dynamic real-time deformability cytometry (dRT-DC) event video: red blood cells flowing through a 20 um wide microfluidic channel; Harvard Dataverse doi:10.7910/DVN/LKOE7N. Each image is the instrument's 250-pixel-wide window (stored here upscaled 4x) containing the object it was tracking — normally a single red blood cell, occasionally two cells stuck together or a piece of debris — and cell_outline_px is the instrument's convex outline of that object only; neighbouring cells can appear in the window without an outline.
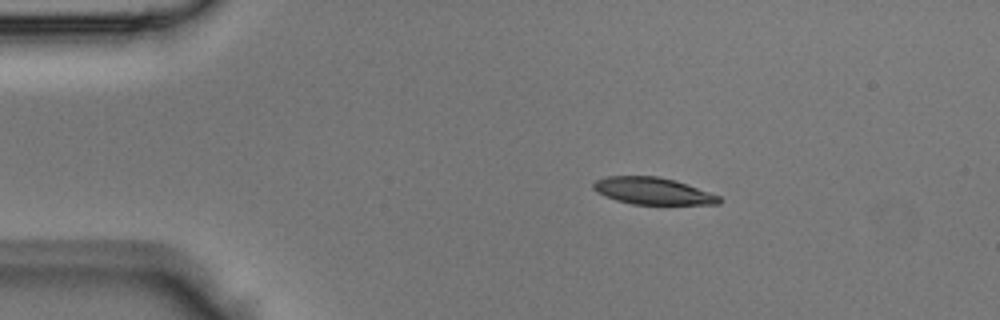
{"species": "Egyptian fruit bat (a non-hibernating species)", "species_latin": "Rousettus aegyptiacus", "temperature_condition": "room temperature", "stored_images_in_passage": 37, "camera_frame_rate_fps": 3000, "um_per_image_px": 0.085, "animal": {"sex": "male"}, "frame": {"image": 1, "passage_image": 1, "time_ms": 0.0, "image_size_px": [1000, 320], "cell_outline_px": [[724, 200], [720, 204], [632, 204], [616, 200], [604, 196], [596, 192], [592, 188], [592, 184], [596, 180], [604, 176], [656, 176], [672, 180], [720, 196]], "centroid_in_image_um": [55.43, 16.24], "position_along_channel_um": 29.6, "area_um2": 19.59}}
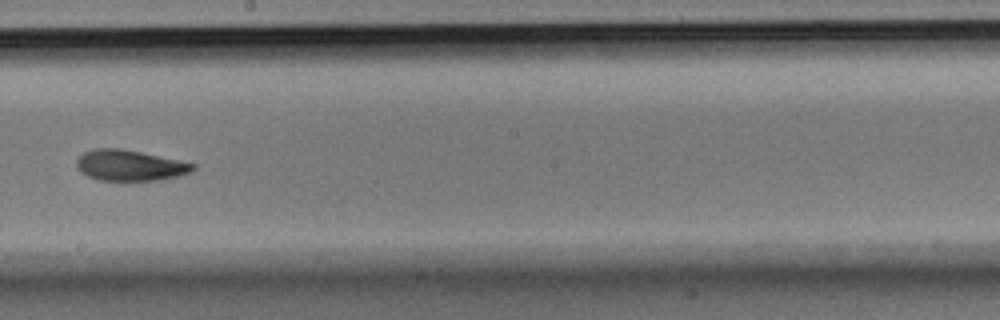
{"frame": {"image": 2, "passage_image": 18, "time_ms": 5.667, "image_size_px": [1000, 320], "cell_outline_px": [[196, 168], [192, 172], [180, 176], [156, 180], [96, 180], [80, 172], [76, 168], [76, 160], [84, 152], [96, 148], [120, 148], [140, 152], [196, 164]], "centroid_in_image_um": [11.02, 14.06], "position_along_channel_um": 237.2, "area_um2": 20.87}}
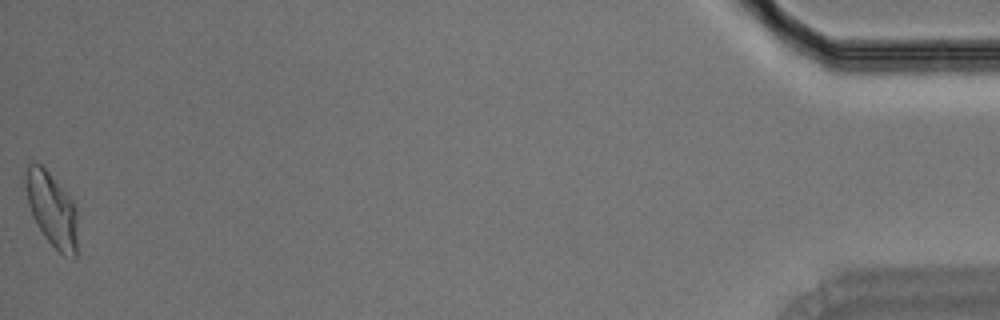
{"frame": {"image": 3, "passage_image": 37, "time_ms": 12.0, "image_size_px": [1000, 320], "cell_outline_px": [[76, 256], [72, 260], [64, 256], [44, 236], [36, 224], [32, 216], [28, 204], [24, 184], [24, 176], [28, 164], [32, 160], [40, 164], [48, 172], [72, 200], [76, 208]], "centroid_in_image_um": [4.37, 17.79], "position_along_channel_um": 430.8, "area_um2": 22.43}}